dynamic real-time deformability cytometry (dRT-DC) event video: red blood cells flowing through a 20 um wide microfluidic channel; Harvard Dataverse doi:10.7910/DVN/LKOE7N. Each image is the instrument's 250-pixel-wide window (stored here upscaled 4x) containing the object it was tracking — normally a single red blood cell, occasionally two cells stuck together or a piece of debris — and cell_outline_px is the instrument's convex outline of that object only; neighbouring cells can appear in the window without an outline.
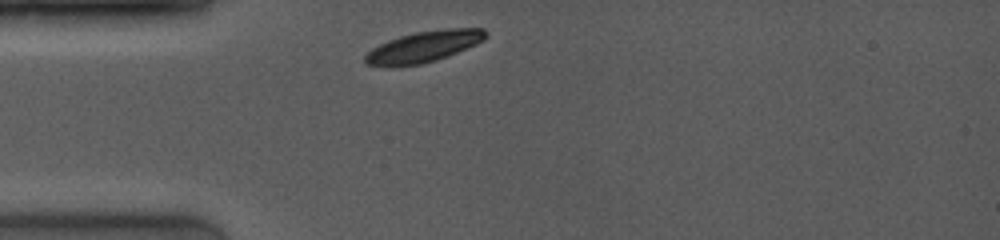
{"species": "common noctule bat (a hibernating species)", "species_latin": "Nyctalus noctula", "temperature_condition": "room temperature", "stored_images_in_passage": 31, "camera_frame_rate_fps": 4000, "um_per_image_px": 0.085, "animal": {"sex": "female", "body_mass_g": 19.0, "forearm_length_mm": 53.3}, "frame": {"image": 1, "passage_image": 1, "time_ms": 0.0, "image_size_px": [1000, 240], "cell_outline_px": [[488, 36], [484, 40], [476, 44], [436, 60], [420, 64], [392, 68], [388, 68], [364, 64], [364, 56], [372, 48], [388, 40], [400, 36], [416, 32], [448, 28], [484, 28], [488, 32]], "centroid_in_image_um": [35.98, 3.98], "position_along_channel_um": 49.0, "area_um2": 22.08}}
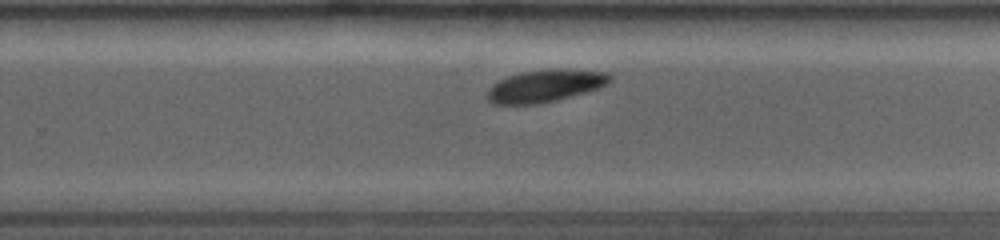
{"frame": {"image": 2, "passage_image": 22, "time_ms": 6.25, "image_size_px": [1000, 240], "cell_outline_px": [[612, 80], [608, 84], [600, 88], [556, 100], [536, 104], [492, 104], [484, 96], [488, 88], [500, 80], [508, 76], [524, 72], [564, 68], [608, 72], [612, 76]], "centroid_in_image_um": [46.36, 7.3], "position_along_channel_um": 283.4, "area_um2": 23.18}}
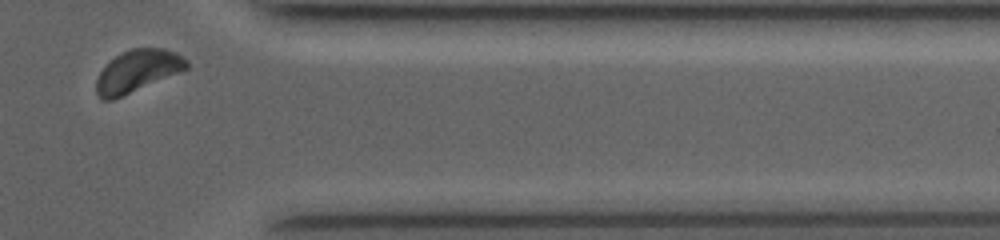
{"frame": {"image": 3, "passage_image": 29, "time_ms": 9.25, "image_size_px": [1000, 240], "cell_outline_px": [[188, 68], [112, 100], [100, 100], [96, 92], [96, 80], [100, 72], [120, 52], [132, 48], [164, 48], [176, 52], [188, 60]], "centroid_in_image_um": [11.67, 6.02], "position_along_channel_um": 399.7, "area_um2": 21.79}, "authors_computed_cell_mechanics": {"area_um2": 23.1778, "velocity_mm_per_s": 3.9647, "shape_relaxation_time_tau1_ms": 1.4079, "shape_relaxation_time_tau2_ms": null, "deformation_change_tau1": 0.0863, "deformation_change_tau2": null}}